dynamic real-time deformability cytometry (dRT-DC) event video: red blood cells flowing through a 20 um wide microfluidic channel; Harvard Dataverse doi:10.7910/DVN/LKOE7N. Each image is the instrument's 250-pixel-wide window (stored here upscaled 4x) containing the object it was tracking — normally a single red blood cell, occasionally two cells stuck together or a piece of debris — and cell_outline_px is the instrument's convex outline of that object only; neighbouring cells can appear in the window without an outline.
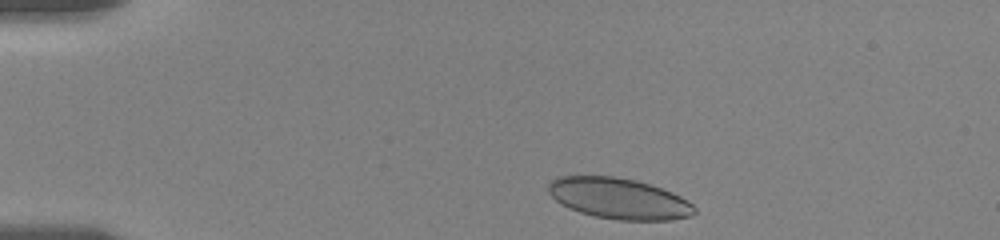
{"species": "human", "species_latin": "Homo sapiens", "temperature_condition": "room temperature", "stored_images_in_passage": 11, "camera_frame_rate_fps": 3000, "um_per_image_px": 0.085, "donor": {"sex": "female"}, "frame": {"image": 1, "passage_image": 1, "time_ms": 0.0, "image_size_px": [1000, 240], "cell_outline_px": [[696, 212], [692, 216], [672, 220], [616, 220], [596, 216], [580, 212], [568, 208], [560, 204], [548, 192], [548, 184], [556, 176], [612, 176], [636, 180], [672, 192], [680, 196], [692, 204], [696, 208]], "centroid_in_image_um": [52.6, 16.88], "position_along_channel_um": 32.4, "area_um2": 34.85}}
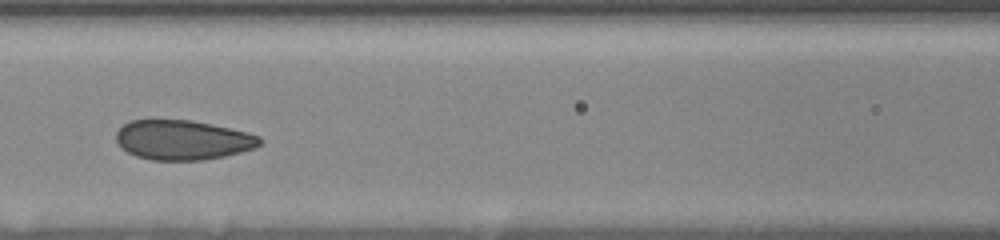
{"frame": {"image": 2, "passage_image": 7, "time_ms": 5.0, "image_size_px": [1000, 240], "cell_outline_px": [[264, 140], [256, 148], [224, 156], [204, 160], [152, 160], [136, 156], [128, 152], [116, 140], [116, 132], [128, 120], [192, 120], [212, 124], [248, 132], [260, 136]], "centroid_in_image_um": [15.57, 11.89], "position_along_channel_um": 151.0, "area_um2": 33.29}}
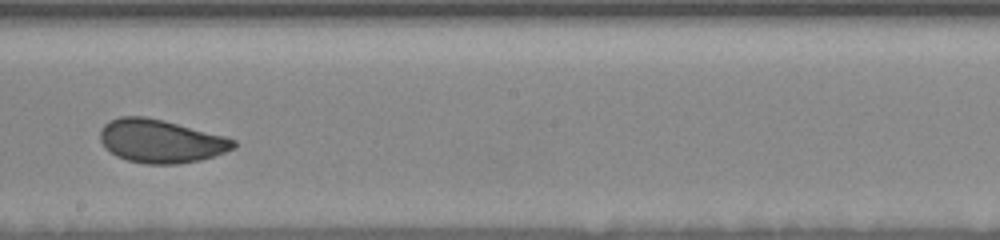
{"frame": {"image": 3, "passage_image": 10, "time_ms": 7.333, "image_size_px": [1000, 240], "cell_outline_px": [[236, 148], [200, 160], [176, 164], [144, 164], [128, 160], [116, 156], [104, 148], [100, 140], [100, 128], [104, 124], [120, 116], [144, 116], [164, 120], [224, 136], [236, 140]], "centroid_in_image_um": [13.64, 11.99], "position_along_channel_um": 234.6, "area_um2": 33.7}}